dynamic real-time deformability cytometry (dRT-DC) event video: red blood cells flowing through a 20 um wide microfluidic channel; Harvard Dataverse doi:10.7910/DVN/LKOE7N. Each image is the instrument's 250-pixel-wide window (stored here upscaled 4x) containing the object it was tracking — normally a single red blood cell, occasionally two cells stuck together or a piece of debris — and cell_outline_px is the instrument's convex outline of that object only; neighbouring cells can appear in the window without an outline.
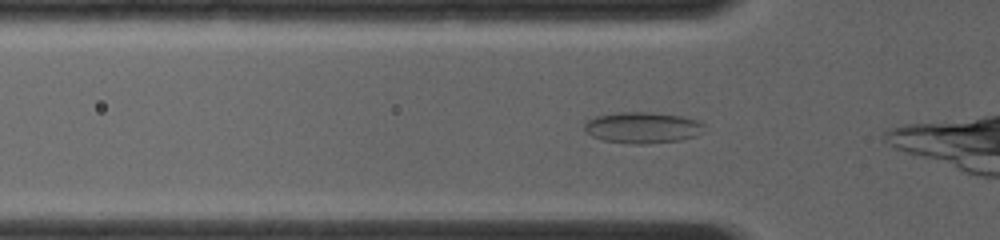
{"species": "common noctule bat (a hibernating species)", "species_latin": "Nyctalus noctula", "temperature_condition": "room temperature", "stored_images_in_passage": 40, "camera_frame_rate_fps": 4000, "um_per_image_px": 0.085, "animal": {"sex": "female", "body_mass_g": 19.0, "forearm_length_mm": 56.7}, "frame": {"image": 1, "passage_image": 3, "time_ms": 0.75, "image_size_px": [1000, 240], "cell_outline_px": [[704, 124], [696, 136], [680, 140], [648, 144], [632, 144], [604, 140], [592, 136], [584, 132], [584, 124], [588, 120], [596, 116], [616, 112], [652, 112], [680, 116], [700, 120]], "centroid_in_image_um": [54.58, 10.84], "position_along_channel_um": 71.2, "area_um2": 21.79}}
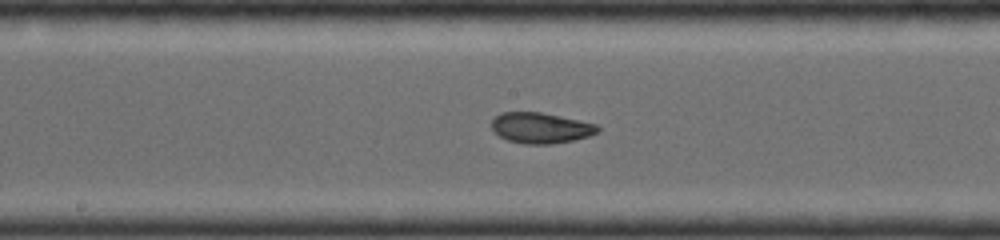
{"frame": {"image": 2, "passage_image": 14, "time_ms": 3.75, "image_size_px": [1000, 240], "cell_outline_px": [[600, 132], [588, 136], [572, 140], [552, 144], [524, 144], [508, 140], [492, 132], [492, 120], [500, 112], [540, 112], [560, 116], [596, 124], [600, 128]], "centroid_in_image_um": [45.94, 10.87], "position_along_channel_um": 202.3, "area_um2": 18.96}}
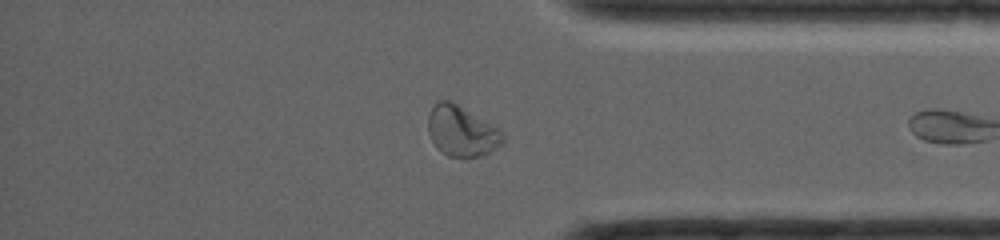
{"frame": {"image": 3, "passage_image": 31, "time_ms": 8.25, "image_size_px": [1000, 240], "cell_outline_px": [[504, 140], [496, 148], [480, 156], [448, 156], [436, 148], [428, 132], [428, 116], [432, 108], [440, 100], [452, 100], [496, 128], [504, 136]], "centroid_in_image_um": [39.19, 11.14], "position_along_channel_um": 396.0, "area_um2": 21.44}}